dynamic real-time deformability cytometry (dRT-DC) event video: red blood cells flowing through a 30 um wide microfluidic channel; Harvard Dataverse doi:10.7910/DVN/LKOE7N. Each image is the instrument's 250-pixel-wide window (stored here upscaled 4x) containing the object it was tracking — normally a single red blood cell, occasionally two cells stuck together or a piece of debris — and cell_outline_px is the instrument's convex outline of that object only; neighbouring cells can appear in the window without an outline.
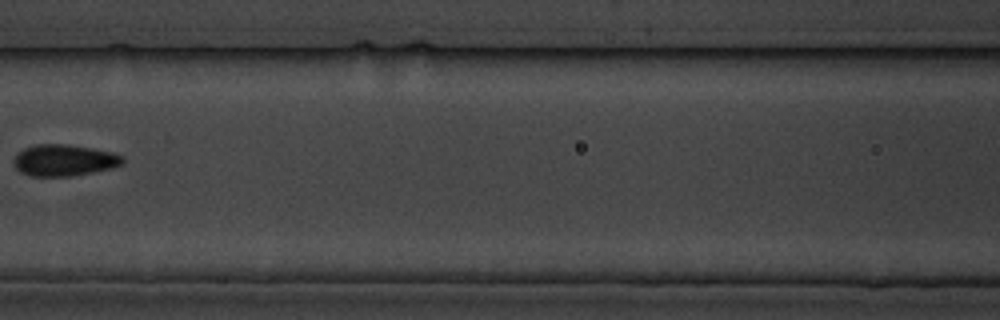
{"species": "common noctule bat (a hibernating species)", "species_latin": "Nyctalus noctula", "temperature_condition": "cold", "stored_images_in_passage": 16, "camera_frame_rate_fps": 3000, "um_per_image_px": 0.085, "animal": {"sex": "male", "body_mass_g": 19.5, "forearm_length_mm": 54.6}, "frame": {"image": 1, "passage_image": 7, "time_ms": 8.0, "image_size_px": [1000, 320], "cell_outline_px": [[124, 160], [120, 164], [112, 168], [72, 176], [32, 176], [20, 172], [12, 164], [12, 160], [16, 152], [24, 148], [36, 144], [68, 144], [92, 148], [112, 152], [124, 156]], "centroid_in_image_um": [5.4, 13.61], "position_along_channel_um": 161.2, "area_um2": 20.17}, "authors_computed_cell_mechanics": {"area_um2": 17.6868, "velocity_mm_per_s": 3.4593, "shape_relaxation_time_tau1_ms": 1.6652, "shape_relaxation_time_tau2_ms": 1.6783, "deformation_change_tau1": 0.1511, "deformation_change_tau2": 0.0416}}